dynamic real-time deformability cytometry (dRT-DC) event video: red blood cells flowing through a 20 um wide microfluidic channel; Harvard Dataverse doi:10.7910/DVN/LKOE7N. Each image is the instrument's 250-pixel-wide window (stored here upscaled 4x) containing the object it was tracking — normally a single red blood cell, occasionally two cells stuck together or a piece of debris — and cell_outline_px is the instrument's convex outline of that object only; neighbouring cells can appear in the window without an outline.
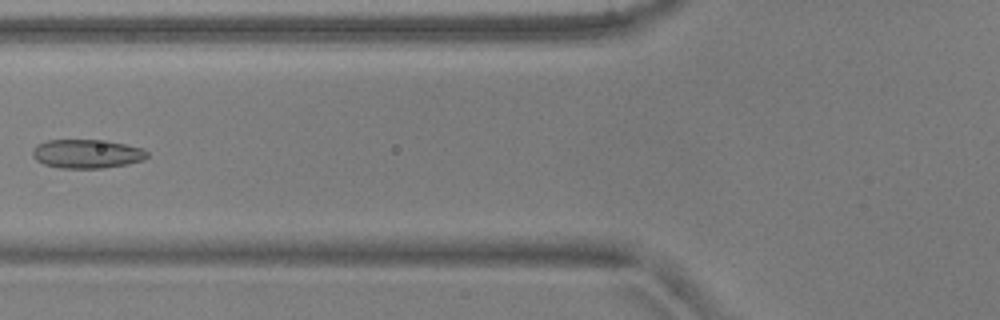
{"species": "common noctule bat (a hibernating species)", "species_latin": "Nyctalus noctula", "temperature_condition": "warm", "stored_images_in_passage": 7, "camera_frame_rate_fps": 3000, "um_per_image_px": 0.085, "animal": {"sex": "male", "body_mass_g": 17.9, "forearm_length_mm": 54.2}, "frame": {"image": 1, "passage_image": 6, "time_ms": 1.667, "image_size_px": [1000, 320], "cell_outline_px": [[148, 156], [144, 160], [128, 164], [104, 168], [60, 168], [44, 164], [36, 160], [32, 156], [32, 148], [36, 144], [48, 140], [108, 140], [144, 148], [148, 152]], "centroid_in_image_um": [7.4, 13.07], "position_along_channel_um": 118.4, "area_um2": 19.59}}
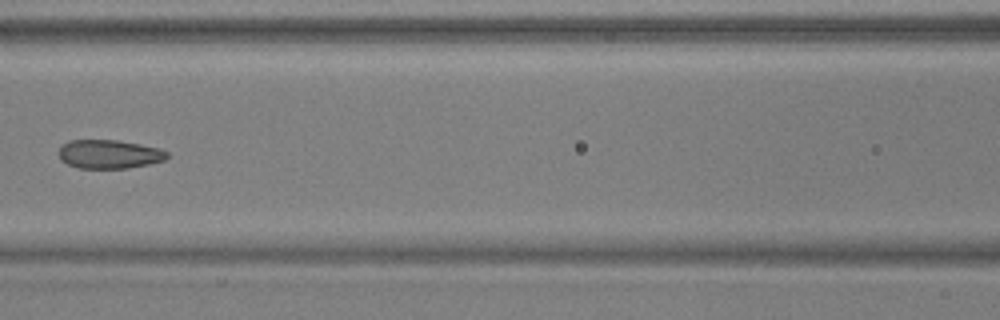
{"frame": {"image": 2, "passage_image": 7, "time_ms": 2.0, "image_size_px": [1000, 320], "cell_outline_px": [[168, 156], [164, 160], [148, 164], [128, 168], [80, 168], [68, 164], [60, 160], [60, 148], [68, 140], [116, 140], [140, 144], [160, 148], [168, 152]], "centroid_in_image_um": [9.3, 13.1], "position_along_channel_um": 157.3, "area_um2": 18.03}}